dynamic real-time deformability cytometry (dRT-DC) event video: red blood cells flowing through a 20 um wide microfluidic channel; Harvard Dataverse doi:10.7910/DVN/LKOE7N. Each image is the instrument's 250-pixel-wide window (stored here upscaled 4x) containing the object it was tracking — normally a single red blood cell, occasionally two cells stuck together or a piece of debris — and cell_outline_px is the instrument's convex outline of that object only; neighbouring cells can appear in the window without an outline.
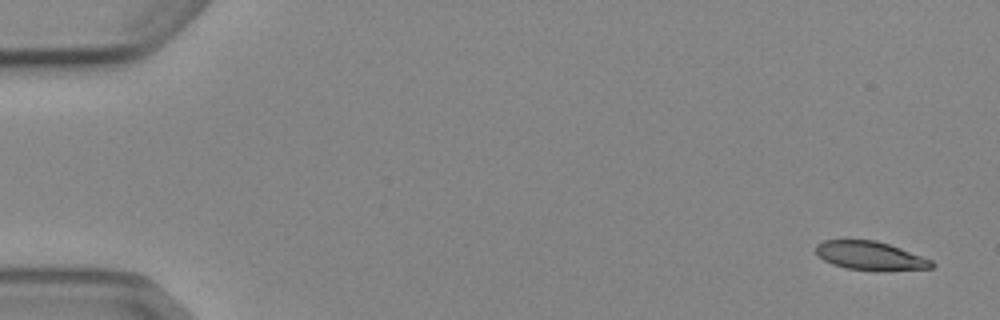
{"species": "Egyptian fruit bat (a non-hibernating species)", "species_latin": "Rousettus aegyptiacus", "temperature_condition": "cold", "stored_images_in_passage": 4, "camera_frame_rate_fps": 3000, "um_per_image_px": 0.085, "animal": {"sex": "female"}, "frame": {"image": 1, "passage_image": 1, "time_ms": 0.0, "image_size_px": [1000, 320], "cell_outline_px": [[936, 264], [932, 268], [880, 272], [848, 268], [832, 264], [824, 260], [816, 252], [816, 244], [824, 240], [876, 240], [900, 248], [932, 260]], "centroid_in_image_um": [74.01, 21.76], "position_along_channel_um": 11.0, "area_um2": 19.48}}
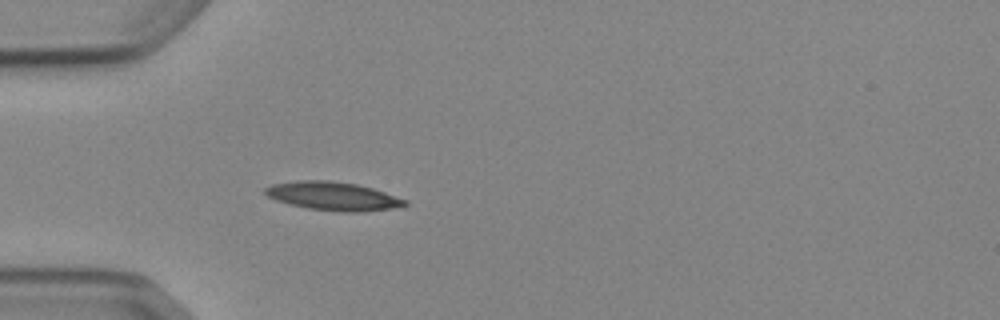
{"frame": {"image": 2, "passage_image": 4, "time_ms": 4.667, "image_size_px": [1000, 320], "cell_outline_px": [[408, 204], [392, 208], [360, 212], [340, 212], [308, 208], [276, 200], [268, 196], [264, 192], [264, 188], [272, 184], [300, 180], [328, 180], [356, 184], [372, 188], [408, 200]], "centroid_in_image_um": [28.31, 16.67], "position_along_channel_um": 56.7, "area_um2": 23.0}}